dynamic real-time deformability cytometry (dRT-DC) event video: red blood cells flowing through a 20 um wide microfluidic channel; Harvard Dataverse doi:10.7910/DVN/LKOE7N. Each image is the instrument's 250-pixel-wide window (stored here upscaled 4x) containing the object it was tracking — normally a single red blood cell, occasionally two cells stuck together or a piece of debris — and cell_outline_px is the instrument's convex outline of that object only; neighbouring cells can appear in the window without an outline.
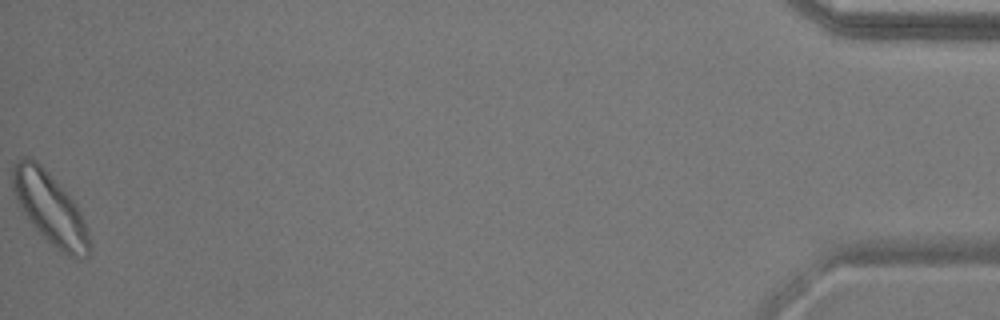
{"species": "common noctule bat (a hibernating species)", "species_latin": "Nyctalus noctula", "temperature_condition": "warm", "stored_images_in_passage": 51, "camera_frame_rate_fps": 3000, "um_per_image_px": 0.085, "animal": {"sex": "male", "body_mass_g": 17.9}, "frame": {"image": 1, "passage_image": 51, "time_ms": 16.667, "image_size_px": [1000, 320], "cell_outline_px": [[92, 252], [88, 256], [80, 260], [68, 256], [52, 244], [32, 224], [20, 208], [12, 188], [12, 164], [16, 160], [24, 156], [28, 156], [36, 160], [48, 172], [76, 204], [84, 220], [88, 232]], "centroid_in_image_um": [4.25, 17.7], "position_along_channel_um": 430.9, "area_um2": 31.85}, "authors_computed_cell_mechanics": {"area_um2": 23.409, "velocity_mm_per_s": 3.7609, "shape_relaxation_time_tau1_ms": null, "shape_relaxation_time_tau2_ms": 7.2382, "deformation_change_tau1": null, "deformation_change_tau2": 0.1416}}